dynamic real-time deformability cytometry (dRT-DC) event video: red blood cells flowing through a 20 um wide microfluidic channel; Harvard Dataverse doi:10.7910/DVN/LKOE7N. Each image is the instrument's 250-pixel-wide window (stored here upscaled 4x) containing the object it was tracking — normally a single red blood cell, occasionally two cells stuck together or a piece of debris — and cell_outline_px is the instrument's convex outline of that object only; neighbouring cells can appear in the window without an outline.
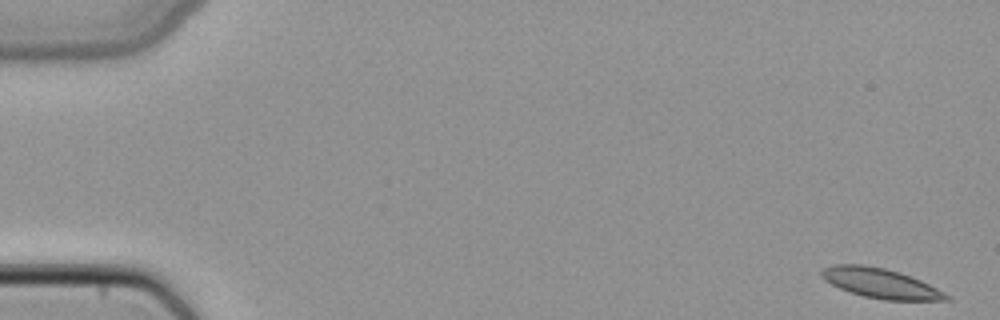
{"species": "common noctule bat (a hibernating species)", "species_latin": "Nyctalus noctula", "temperature_condition": "cold", "stored_images_in_passage": 4, "camera_frame_rate_fps": 3000, "um_per_image_px": 0.085, "animal": {"sex": "female", "body_mass_g": 22.7, "forearm_length_mm": 54.2}, "frame": {"image": 1, "passage_image": 1, "time_ms": 0.0, "image_size_px": [1000, 320], "cell_outline_px": [[952, 300], [884, 300], [864, 296], [840, 288], [824, 280], [820, 276], [820, 272], [824, 268], [832, 264], [864, 264], [884, 268], [900, 272], [920, 280], [952, 296]], "centroid_in_image_um": [74.84, 24.07], "position_along_channel_um": 10.2, "area_um2": 21.62}}
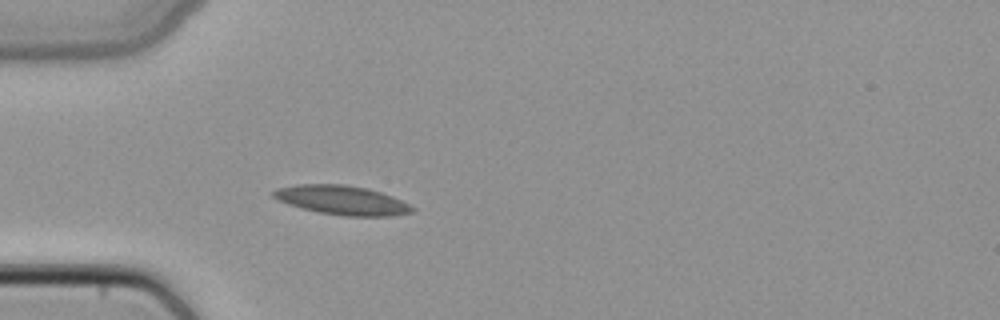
{"frame": {"image": 2, "passage_image": 4, "time_ms": 1.0, "image_size_px": [1000, 320], "cell_outline_px": [[416, 208], [412, 212], [392, 216], [344, 216], [320, 212], [288, 204], [272, 196], [272, 192], [276, 188], [300, 184], [344, 184], [368, 188], [392, 196]], "centroid_in_image_um": [29.09, 17.01], "position_along_channel_um": 55.9, "area_um2": 23.41}}